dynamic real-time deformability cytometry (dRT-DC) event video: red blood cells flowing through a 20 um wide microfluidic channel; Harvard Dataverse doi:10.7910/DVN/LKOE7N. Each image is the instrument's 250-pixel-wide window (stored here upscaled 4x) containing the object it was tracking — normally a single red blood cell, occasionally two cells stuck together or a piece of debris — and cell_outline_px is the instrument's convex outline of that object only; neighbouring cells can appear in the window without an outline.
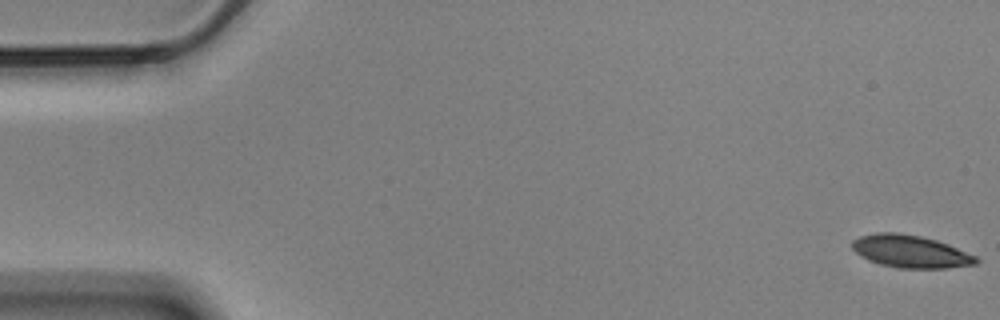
{"species": "Egyptian fruit bat (a non-hibernating species)", "species_latin": "Rousettus aegyptiacus", "temperature_condition": "cold", "stored_images_in_passage": 58, "camera_frame_rate_fps": 3000, "um_per_image_px": 0.085, "animal": {"sex": "male"}, "frame": {"image": 1, "passage_image": 1, "time_ms": 0.0, "image_size_px": [1000, 320], "cell_outline_px": [[980, 260], [976, 264], [948, 268], [900, 268], [880, 264], [868, 260], [860, 256], [852, 248], [852, 240], [860, 236], [880, 232], [896, 232], [920, 236], [936, 240], [948, 244], [976, 256]], "centroid_in_image_um": [77.39, 21.37], "position_along_channel_um": 7.6, "area_um2": 23.47}}
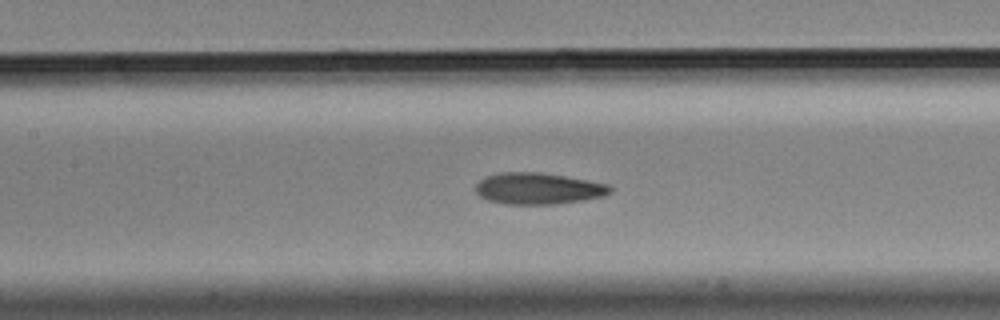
{"frame": {"image": 2, "passage_image": 26, "time_ms": 8.333, "image_size_px": [1000, 320], "cell_outline_px": [[612, 192], [604, 196], [584, 200], [556, 204], [508, 204], [488, 200], [480, 196], [476, 192], [476, 184], [484, 176], [500, 172], [540, 172], [564, 176], [608, 184], [612, 188]], "centroid_in_image_um": [45.74, 16.02], "position_along_channel_um": 161.7, "area_um2": 24.68}}
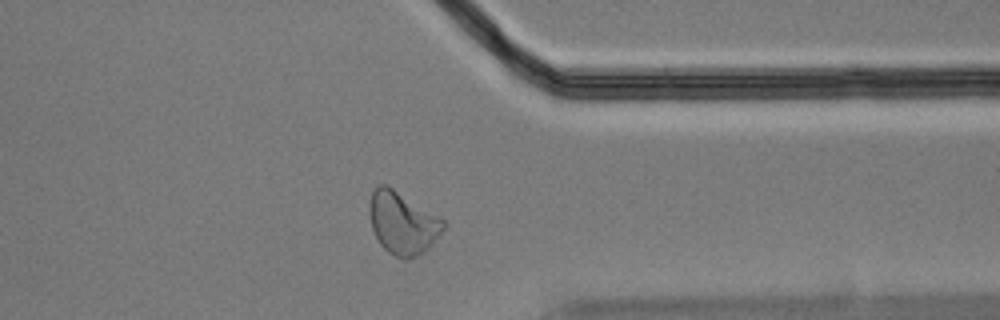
{"frame": {"image": 3, "passage_image": 45, "time_ms": 14.667, "image_size_px": [1000, 320], "cell_outline_px": [[444, 228], [432, 244], [424, 252], [408, 260], [404, 260], [388, 252], [380, 244], [372, 228], [368, 212], [368, 204], [372, 192], [380, 184], [388, 184], [444, 220]], "centroid_in_image_um": [34.18, 18.95], "position_along_channel_um": 377.2, "area_um2": 26.88}, "authors_computed_cell_mechanics": {"area_um2": 24.276, "velocity_mm_per_s": 3.4954, "shape_relaxation_time_tau1_ms": 7.2082, "shape_relaxation_time_tau2_ms": 2.8947, "deformation_change_tau1": 0.1939, "deformation_change_tau2": 0.0995}}